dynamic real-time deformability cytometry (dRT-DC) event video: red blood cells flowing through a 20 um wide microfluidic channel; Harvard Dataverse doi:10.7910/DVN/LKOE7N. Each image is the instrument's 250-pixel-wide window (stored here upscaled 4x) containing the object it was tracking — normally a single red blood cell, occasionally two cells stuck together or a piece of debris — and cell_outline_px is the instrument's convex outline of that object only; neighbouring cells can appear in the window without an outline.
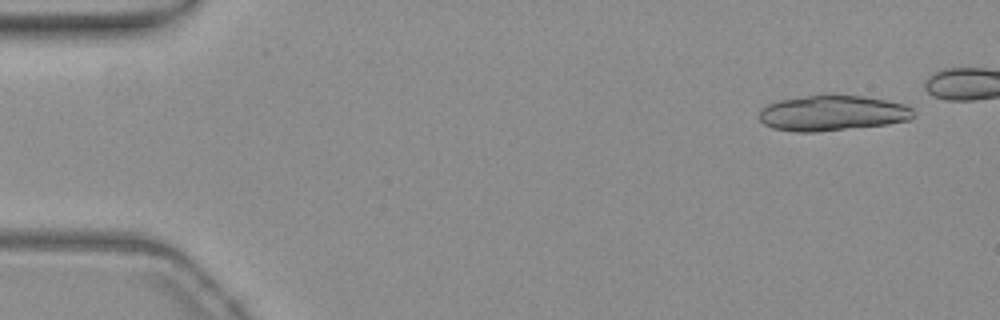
{"species": "common noctule bat (a hibernating species)", "species_latin": "Nyctalus noctula", "temperature_condition": "warm", "stored_images_in_passage": 21, "camera_frame_rate_fps": 3000, "um_per_image_px": 0.085, "animal": {"sex": "female", "body_mass_g": 19.3, "forearm_length_mm": 54.1}, "frame": {"image": 1, "passage_image": 4, "time_ms": 1.0, "image_size_px": [1000, 320], "cell_outline_px": [[912, 116], [908, 120], [888, 124], [816, 132], [796, 132], [772, 128], [764, 124], [760, 120], [760, 108], [776, 100], [808, 96], [864, 96], [888, 100], [904, 104], [912, 108]], "centroid_in_image_um": [70.72, 9.62], "position_along_channel_um": 14.3, "area_um2": 31.62}}